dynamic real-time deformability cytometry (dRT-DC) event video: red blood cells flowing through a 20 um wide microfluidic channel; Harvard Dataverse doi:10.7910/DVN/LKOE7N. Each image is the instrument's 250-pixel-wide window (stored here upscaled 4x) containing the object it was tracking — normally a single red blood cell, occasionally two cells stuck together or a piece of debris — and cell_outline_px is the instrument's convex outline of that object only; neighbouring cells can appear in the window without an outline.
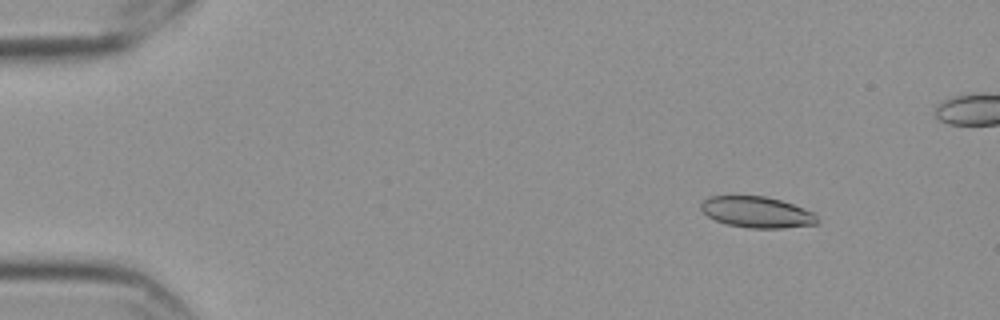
{"species": "Egyptian fruit bat (a non-hibernating species)", "species_latin": "Rousettus aegyptiacus", "temperature_condition": "cold", "stored_images_in_passage": 59, "camera_frame_rate_fps": 3000, "um_per_image_px": 0.085, "frame": {"image": 1, "passage_image": 8, "time_ms": 2.333, "image_size_px": [1000, 320], "cell_outline_px": [[820, 224], [784, 228], [748, 228], [728, 224], [716, 220], [708, 216], [700, 208], [700, 204], [704, 200], [712, 196], [764, 196], [780, 200], [816, 212], [820, 220]], "centroid_in_image_um": [64.41, 18.04], "position_along_channel_um": 20.6, "area_um2": 21.21}}
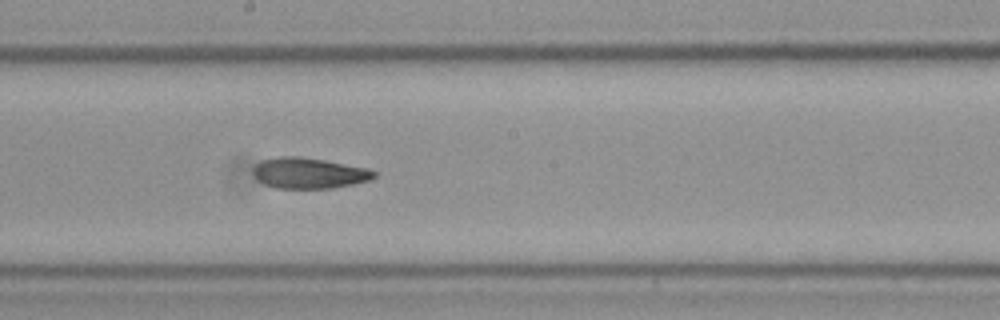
{"frame": {"image": 2, "passage_image": 33, "time_ms": 10.667, "image_size_px": [1000, 320], "cell_outline_px": [[376, 176], [372, 180], [332, 188], [276, 188], [264, 184], [252, 172], [252, 168], [260, 160], [276, 156], [300, 156], [324, 160], [368, 168], [376, 172]], "centroid_in_image_um": [26.25, 14.7], "position_along_channel_um": 221.9, "area_um2": 21.79}}
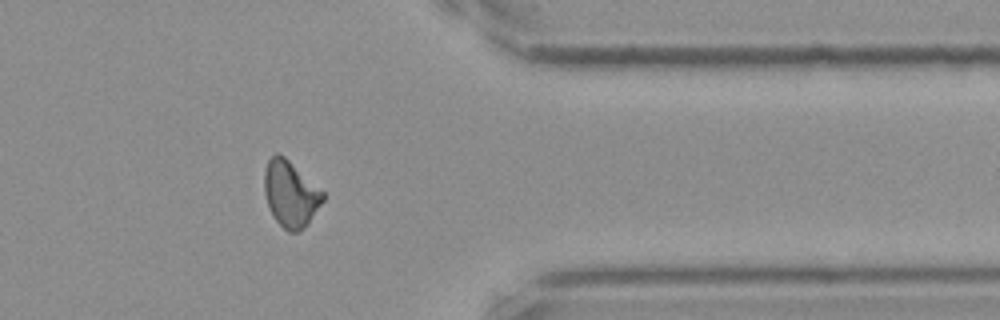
{"frame": {"image": 3, "passage_image": 48, "time_ms": 15.667, "image_size_px": [1000, 320], "cell_outline_px": [[324, 200], [308, 224], [296, 232], [288, 232], [276, 220], [268, 204], [264, 192], [264, 172], [268, 160], [276, 152], [284, 156], [324, 192]], "centroid_in_image_um": [24.7, 16.47], "position_along_channel_um": 386.7, "area_um2": 22.25}, "authors_computed_cell_mechanics": {"area_um2": 22.1952, "velocity_mm_per_s": 3.5454, "shape_relaxation_time_tau1_ms": 5.6422, "shape_relaxation_time_tau2_ms": 4.0598, "deformation_change_tau1": 0.1356, "deformation_change_tau2": 0.1007}}